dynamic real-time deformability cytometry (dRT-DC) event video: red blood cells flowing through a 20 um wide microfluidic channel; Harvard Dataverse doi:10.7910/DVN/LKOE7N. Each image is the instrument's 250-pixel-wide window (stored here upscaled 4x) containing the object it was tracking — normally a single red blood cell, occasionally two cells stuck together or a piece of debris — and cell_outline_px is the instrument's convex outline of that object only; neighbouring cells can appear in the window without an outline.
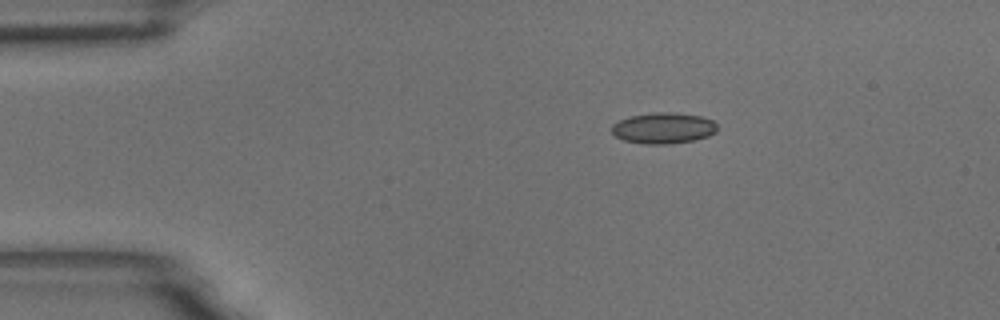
{"species": "common noctule bat (a hibernating species)", "species_latin": "Nyctalus noctula", "temperature_condition": "room temperature", "stored_images_in_passage": 47, "camera_frame_rate_fps": 3000, "um_per_image_px": 0.085, "animal": {"sex": "male", "body_mass_g": 18.8}, "frame": {"image": 1, "passage_image": 1, "time_ms": 0.0, "image_size_px": [1000, 320], "cell_outline_px": [[716, 132], [708, 136], [692, 140], [668, 144], [644, 144], [624, 140], [616, 136], [612, 132], [612, 124], [620, 120], [632, 116], [656, 112], [672, 112], [700, 116], [712, 120], [716, 124]], "centroid_in_image_um": [56.39, 10.89], "position_along_channel_um": 28.6, "area_um2": 18.84}}
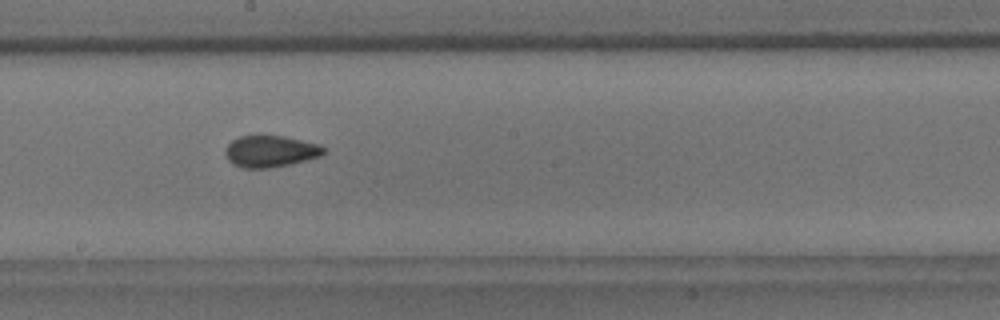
{"frame": {"image": 2, "passage_image": 22, "time_ms": 7.0, "image_size_px": [1000, 320], "cell_outline_px": [[328, 148], [320, 156], [288, 164], [268, 168], [244, 168], [232, 164], [228, 160], [224, 152], [228, 144], [232, 140], [240, 136], [284, 136], [320, 144]], "centroid_in_image_um": [22.98, 12.86], "position_along_channel_um": 225.2, "area_um2": 18.03}}
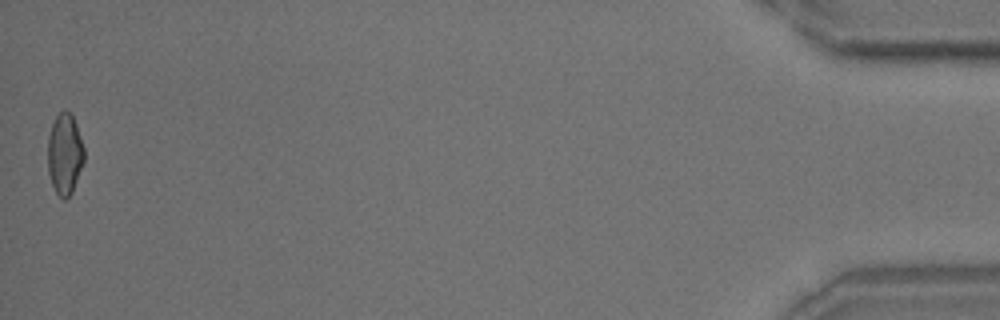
{"frame": {"image": 3, "passage_image": 47, "time_ms": 15.333, "image_size_px": [1000, 320], "cell_outline_px": [[84, 160], [72, 192], [64, 200], [56, 192], [52, 184], [48, 172], [48, 136], [52, 124], [56, 116], [64, 108], [72, 112], [84, 148]], "centroid_in_image_um": [5.5, 13.04], "position_along_channel_um": 429.7, "area_um2": 17.17}, "authors_computed_cell_mechanics": {"area_um2": 17.8602, "velocity_mm_per_s": 3.5912, "shape_relaxation_time_tau1_ms": 9.3142, "shape_relaxation_time_tau2_ms": 1.6622, "deformation_change_tau1": 0.1439, "deformation_change_tau2": 0.0625}}